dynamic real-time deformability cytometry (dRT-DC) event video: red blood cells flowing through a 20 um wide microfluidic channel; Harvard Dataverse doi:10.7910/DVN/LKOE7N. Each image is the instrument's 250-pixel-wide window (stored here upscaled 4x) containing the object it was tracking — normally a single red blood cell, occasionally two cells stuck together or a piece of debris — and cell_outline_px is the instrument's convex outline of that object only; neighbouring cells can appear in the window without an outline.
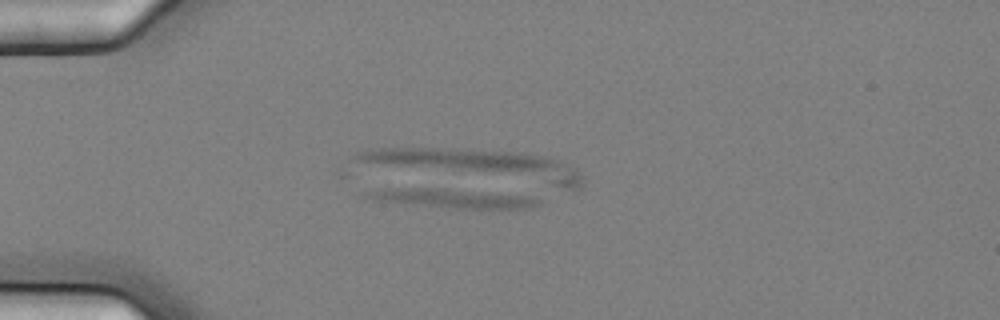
{"species": "common noctule bat (a hibernating species)", "species_latin": "Nyctalus noctula", "temperature_condition": "cold", "stored_images_in_passage": 6, "camera_frame_rate_fps": 3000, "um_per_image_px": 0.085, "animal": {"sex": "female", "body_mass_g": 25.1}, "frame": {"image": 1, "passage_image": 4, "time_ms": 1.0, "image_size_px": [1000, 320], "cell_outline_px": [[540, 204], [532, 208], [456, 208], [376, 200], [356, 196], [360, 192], [384, 188], [440, 188], [532, 196], [540, 200]], "centroid_in_image_um": [38.37, 16.84], "position_along_channel_um": 46.6, "area_um2": 18.96}}